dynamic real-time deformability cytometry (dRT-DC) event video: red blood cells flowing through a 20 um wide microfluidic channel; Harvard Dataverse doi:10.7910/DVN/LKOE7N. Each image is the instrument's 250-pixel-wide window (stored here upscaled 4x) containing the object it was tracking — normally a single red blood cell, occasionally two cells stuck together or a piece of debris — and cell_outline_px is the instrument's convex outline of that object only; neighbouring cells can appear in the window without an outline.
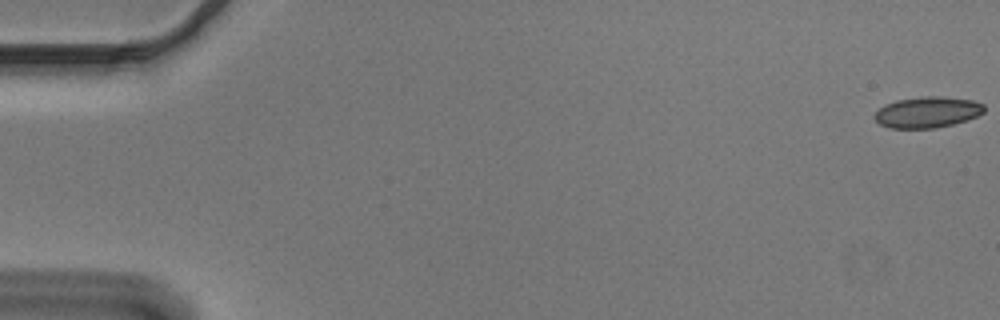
{"species": "Egyptian fruit bat (a non-hibernating species)", "species_latin": "Rousettus aegyptiacus", "temperature_condition": "cold", "stored_images_in_passage": 55, "camera_frame_rate_fps": 3000, "um_per_image_px": 0.085, "animal": {"sex": "male"}, "frame": {"image": 1, "passage_image": 1, "time_ms": 0.0, "image_size_px": [1000, 320], "cell_outline_px": [[984, 112], [968, 120], [936, 128], [888, 128], [880, 124], [872, 116], [884, 104], [896, 100], [924, 96], [940, 96], [972, 100], [984, 104]], "centroid_in_image_um": [78.81, 9.54], "position_along_channel_um": 6.2, "area_um2": 19.88}}
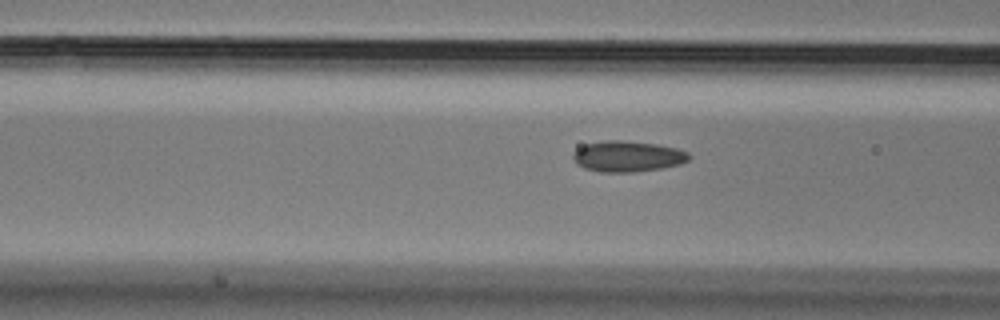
{"frame": {"image": 2, "passage_image": 22, "time_ms": 7.0, "image_size_px": [1000, 320], "cell_outline_px": [[692, 156], [688, 160], [680, 164], [660, 168], [632, 172], [600, 172], [584, 168], [576, 164], [572, 156], [572, 152], [584, 144], [604, 140], [620, 140], [656, 144], [676, 148], [688, 152]], "centroid_in_image_um": [53.31, 13.28], "position_along_channel_um": 113.3, "area_um2": 20.92}}
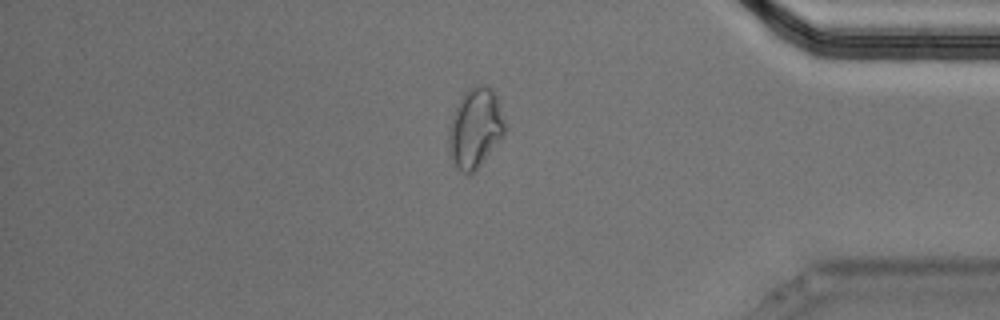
{"frame": {"image": 3, "passage_image": 47, "time_ms": 15.333, "image_size_px": [1000, 320], "cell_outline_px": [[504, 136], [476, 168], [468, 176], [460, 172], [452, 160], [448, 148], [448, 132], [452, 116], [464, 92], [472, 84], [484, 84], [492, 88], [496, 96], [504, 120]], "centroid_in_image_um": [40.37, 10.87], "position_along_channel_um": 394.8, "area_um2": 25.95}, "authors_computed_cell_mechanics": {"area_um2": 20.1722, "velocity_mm_per_s": 3.6748, "shape_relaxation_time_tau1_ms": null, "shape_relaxation_time_tau2_ms": 1.6632, "deformation_change_tau1": null, "deformation_change_tau2": 0.0785}}